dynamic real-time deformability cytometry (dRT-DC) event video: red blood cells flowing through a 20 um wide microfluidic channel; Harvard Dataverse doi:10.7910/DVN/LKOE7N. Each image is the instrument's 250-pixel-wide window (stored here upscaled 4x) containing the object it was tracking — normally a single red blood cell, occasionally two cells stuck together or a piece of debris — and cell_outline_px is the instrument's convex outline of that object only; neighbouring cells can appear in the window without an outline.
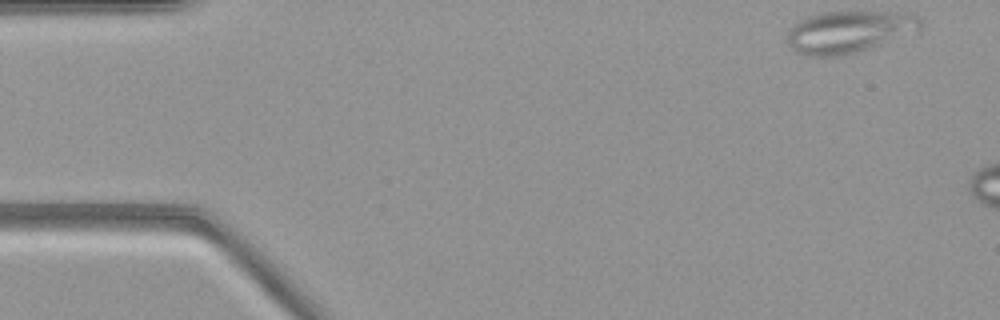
{"species": "common noctule bat (a hibernating species)", "species_latin": "Nyctalus noctula", "temperature_condition": "warm", "stored_images_in_passage": 8, "camera_frame_rate_fps": 3000, "um_per_image_px": 0.085, "animal": {"sex": "female", "body_mass_g": 21.9}, "frame": {"image": 1, "passage_image": 1, "time_ms": 0.0, "image_size_px": [1000, 320], "cell_outline_px": [[924, 24], [920, 32], [856, 52], [840, 56], [808, 56], [796, 52], [788, 44], [788, 32], [800, 20], [808, 16], [824, 12], [892, 12], [916, 16]], "centroid_in_image_um": [72.2, 2.71], "position_along_channel_um": 12.8, "area_um2": 32.48}}